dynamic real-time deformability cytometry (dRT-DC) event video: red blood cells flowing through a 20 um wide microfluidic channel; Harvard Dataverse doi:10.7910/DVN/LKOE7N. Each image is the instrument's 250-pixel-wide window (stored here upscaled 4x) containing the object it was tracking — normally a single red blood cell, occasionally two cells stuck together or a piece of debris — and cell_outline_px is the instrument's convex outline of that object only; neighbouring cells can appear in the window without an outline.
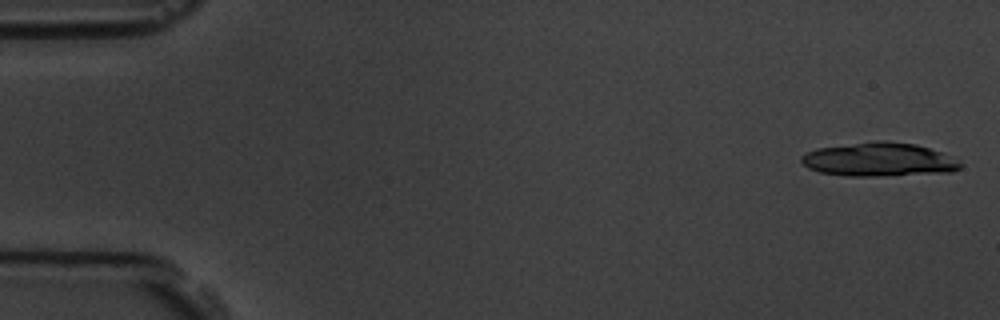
{"species": "common noctule bat (a hibernating species)", "species_latin": "Nyctalus noctula", "temperature_condition": "room temperature", "stored_images_in_passage": 8, "camera_frame_rate_fps": 3000, "um_per_image_px": 0.085, "animal": {"sex": "male", "body_mass_g": 19.5, "forearm_length_mm": 54.6}, "frame": {"image": 1, "passage_image": 1, "time_ms": 0.0, "image_size_px": [1000, 320], "cell_outline_px": [[964, 164], [960, 168], [952, 172], [876, 176], [844, 176], [820, 172], [808, 168], [800, 160], [800, 156], [816, 148], [872, 140], [884, 140], [916, 144], [940, 152]], "centroid_in_image_um": [74.68, 13.55], "position_along_channel_um": 10.3, "area_um2": 31.39}}
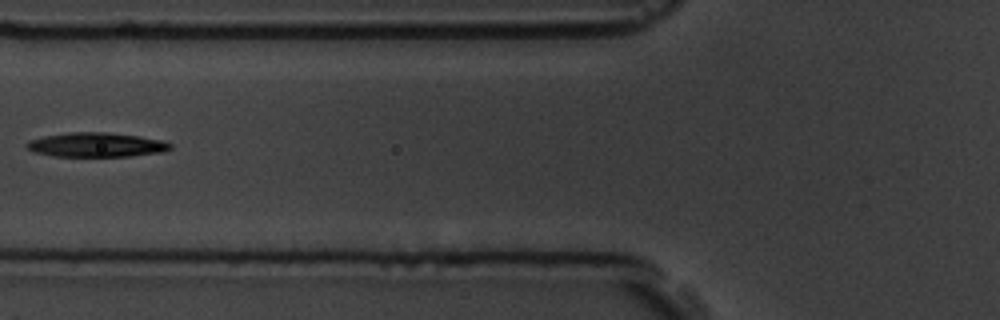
{"frame": {"image": 2, "passage_image": 7, "time_ms": 7.0, "image_size_px": [1000, 320], "cell_outline_px": [[172, 148], [160, 152], [128, 156], [52, 156], [36, 152], [28, 148], [24, 144], [28, 140], [44, 136], [68, 132], [108, 132], [140, 136], [160, 140], [172, 144]], "centroid_in_image_um": [8.15, 12.3], "position_along_channel_um": 117.6, "area_um2": 20.29}}
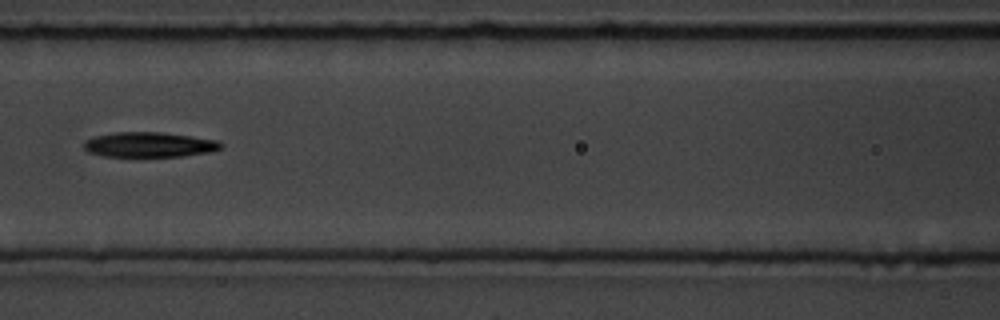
{"frame": {"image": 3, "passage_image": 8, "time_ms": 8.0, "image_size_px": [1000, 320], "cell_outline_px": [[224, 144], [220, 148], [212, 152], [184, 156], [104, 156], [88, 152], [84, 148], [84, 140], [96, 136], [112, 132], [160, 132], [192, 136], [216, 140]], "centroid_in_image_um": [12.69, 12.29], "position_along_channel_um": 153.9, "area_um2": 20.0}}